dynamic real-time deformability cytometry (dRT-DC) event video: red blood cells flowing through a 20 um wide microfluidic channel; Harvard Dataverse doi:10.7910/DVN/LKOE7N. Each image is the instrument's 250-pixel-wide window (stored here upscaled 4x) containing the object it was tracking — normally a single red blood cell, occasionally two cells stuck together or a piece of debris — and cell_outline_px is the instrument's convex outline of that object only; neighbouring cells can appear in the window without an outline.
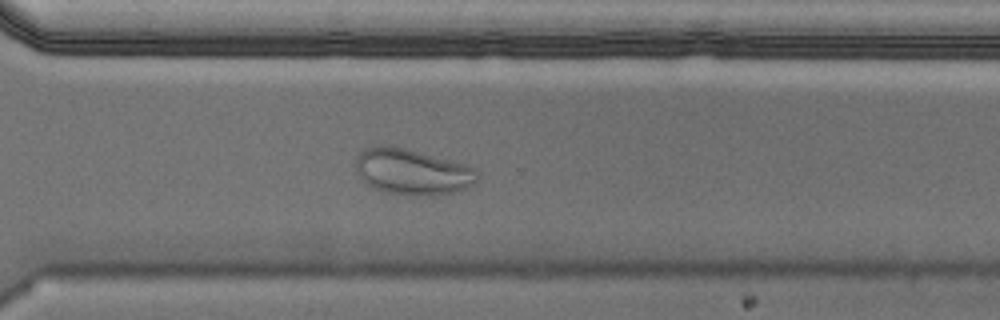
{"species": "Egyptian fruit bat (a non-hibernating species)", "species_latin": "Rousettus aegyptiacus", "temperature_condition": "cold", "stored_images_in_passage": 55, "camera_frame_rate_fps": 3000, "um_per_image_px": 0.085, "animal": {"sex": "male"}, "frame": {"image": 1, "passage_image": 40, "time_ms": 13.0, "image_size_px": [1000, 320], "cell_outline_px": [[476, 180], [472, 184], [456, 192], [432, 196], [412, 196], [388, 192], [372, 188], [360, 180], [356, 172], [356, 156], [364, 148], [376, 144], [380, 144], [404, 148], [464, 164], [476, 168]], "centroid_in_image_um": [34.97, 14.61], "position_along_channel_um": 335.6, "area_um2": 32.66}}